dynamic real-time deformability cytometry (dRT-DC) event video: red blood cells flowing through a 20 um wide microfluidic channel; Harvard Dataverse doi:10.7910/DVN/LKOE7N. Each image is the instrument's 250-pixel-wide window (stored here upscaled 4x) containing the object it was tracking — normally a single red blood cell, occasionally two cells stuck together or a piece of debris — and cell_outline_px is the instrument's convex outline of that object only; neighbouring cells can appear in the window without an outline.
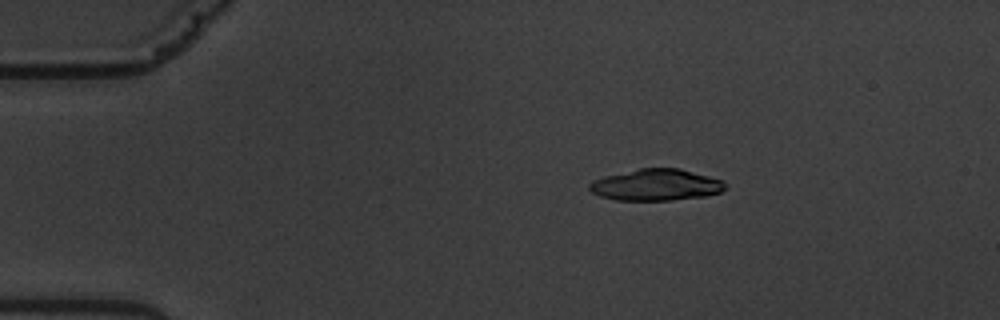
{"species": "common noctule bat (a hibernating species)", "species_latin": "Nyctalus noctula", "temperature_condition": "warm", "stored_images_in_passage": 3, "camera_frame_rate_fps": 3000, "um_per_image_px": 0.085, "animal": {"sex": "male", "body_mass_g": 19.5, "forearm_length_mm": 54.6}, "frame": {"image": 1, "passage_image": 1, "time_ms": 0.0, "image_size_px": [1000, 320], "cell_outline_px": [[728, 188], [720, 192], [704, 196], [672, 200], [616, 200], [600, 196], [592, 192], [588, 188], [588, 184], [592, 180], [604, 176], [640, 168], [680, 168], [724, 180]], "centroid_in_image_um": [55.78, 15.71], "position_along_channel_um": 29.2, "area_um2": 25.09}}